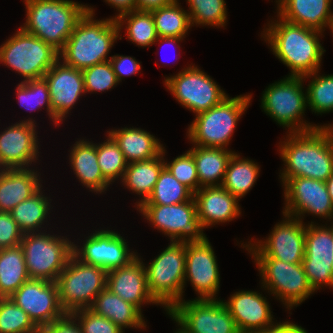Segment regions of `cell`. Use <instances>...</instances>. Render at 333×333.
<instances>
[{
  "mask_svg": "<svg viewBox=\"0 0 333 333\" xmlns=\"http://www.w3.org/2000/svg\"><path fill=\"white\" fill-rule=\"evenodd\" d=\"M303 77L287 76L270 84L262 93L261 108L271 119L289 133L308 132L319 127H333V124L313 125L303 115L307 109V92L303 90Z\"/></svg>",
  "mask_w": 333,
  "mask_h": 333,
  "instance_id": "obj_6",
  "label": "cell"
},
{
  "mask_svg": "<svg viewBox=\"0 0 333 333\" xmlns=\"http://www.w3.org/2000/svg\"><path fill=\"white\" fill-rule=\"evenodd\" d=\"M9 298L29 315L39 329L67 314L60 305L56 282L30 278Z\"/></svg>",
  "mask_w": 333,
  "mask_h": 333,
  "instance_id": "obj_19",
  "label": "cell"
},
{
  "mask_svg": "<svg viewBox=\"0 0 333 333\" xmlns=\"http://www.w3.org/2000/svg\"><path fill=\"white\" fill-rule=\"evenodd\" d=\"M251 98V94L226 97L209 110L197 114L187 129L188 140L196 146L227 149Z\"/></svg>",
  "mask_w": 333,
  "mask_h": 333,
  "instance_id": "obj_5",
  "label": "cell"
},
{
  "mask_svg": "<svg viewBox=\"0 0 333 333\" xmlns=\"http://www.w3.org/2000/svg\"><path fill=\"white\" fill-rule=\"evenodd\" d=\"M60 61L59 59L43 76L49 88L54 126L63 123L78 99L86 94L82 70Z\"/></svg>",
  "mask_w": 333,
  "mask_h": 333,
  "instance_id": "obj_23",
  "label": "cell"
},
{
  "mask_svg": "<svg viewBox=\"0 0 333 333\" xmlns=\"http://www.w3.org/2000/svg\"><path fill=\"white\" fill-rule=\"evenodd\" d=\"M72 146L69 163L78 181L92 193H105L110 183L104 178L98 165L97 143L80 139Z\"/></svg>",
  "mask_w": 333,
  "mask_h": 333,
  "instance_id": "obj_28",
  "label": "cell"
},
{
  "mask_svg": "<svg viewBox=\"0 0 333 333\" xmlns=\"http://www.w3.org/2000/svg\"><path fill=\"white\" fill-rule=\"evenodd\" d=\"M128 163L148 160L159 156L163 151V144L154 135L141 128L125 127L107 131Z\"/></svg>",
  "mask_w": 333,
  "mask_h": 333,
  "instance_id": "obj_29",
  "label": "cell"
},
{
  "mask_svg": "<svg viewBox=\"0 0 333 333\" xmlns=\"http://www.w3.org/2000/svg\"><path fill=\"white\" fill-rule=\"evenodd\" d=\"M196 163L199 189L221 186L228 162L235 151L194 145L188 150Z\"/></svg>",
  "mask_w": 333,
  "mask_h": 333,
  "instance_id": "obj_32",
  "label": "cell"
},
{
  "mask_svg": "<svg viewBox=\"0 0 333 333\" xmlns=\"http://www.w3.org/2000/svg\"><path fill=\"white\" fill-rule=\"evenodd\" d=\"M315 224H306L302 265L310 286L317 292L323 285L333 289V224Z\"/></svg>",
  "mask_w": 333,
  "mask_h": 333,
  "instance_id": "obj_17",
  "label": "cell"
},
{
  "mask_svg": "<svg viewBox=\"0 0 333 333\" xmlns=\"http://www.w3.org/2000/svg\"><path fill=\"white\" fill-rule=\"evenodd\" d=\"M284 218L274 225L266 239L242 244L253 259H277L283 262L302 263L305 256L306 224L300 219L282 213ZM304 223V224H303Z\"/></svg>",
  "mask_w": 333,
  "mask_h": 333,
  "instance_id": "obj_14",
  "label": "cell"
},
{
  "mask_svg": "<svg viewBox=\"0 0 333 333\" xmlns=\"http://www.w3.org/2000/svg\"><path fill=\"white\" fill-rule=\"evenodd\" d=\"M20 246L30 278L56 282L72 255L73 242L42 231L23 234Z\"/></svg>",
  "mask_w": 333,
  "mask_h": 333,
  "instance_id": "obj_10",
  "label": "cell"
},
{
  "mask_svg": "<svg viewBox=\"0 0 333 333\" xmlns=\"http://www.w3.org/2000/svg\"><path fill=\"white\" fill-rule=\"evenodd\" d=\"M268 333H308L304 328L298 324L290 321H285L278 329Z\"/></svg>",
  "mask_w": 333,
  "mask_h": 333,
  "instance_id": "obj_52",
  "label": "cell"
},
{
  "mask_svg": "<svg viewBox=\"0 0 333 333\" xmlns=\"http://www.w3.org/2000/svg\"><path fill=\"white\" fill-rule=\"evenodd\" d=\"M144 265L150 294L168 312L184 299L186 243L170 241L148 266Z\"/></svg>",
  "mask_w": 333,
  "mask_h": 333,
  "instance_id": "obj_7",
  "label": "cell"
},
{
  "mask_svg": "<svg viewBox=\"0 0 333 333\" xmlns=\"http://www.w3.org/2000/svg\"><path fill=\"white\" fill-rule=\"evenodd\" d=\"M287 133L279 143L284 162L280 178L304 177L325 182L333 173V127Z\"/></svg>",
  "mask_w": 333,
  "mask_h": 333,
  "instance_id": "obj_1",
  "label": "cell"
},
{
  "mask_svg": "<svg viewBox=\"0 0 333 333\" xmlns=\"http://www.w3.org/2000/svg\"><path fill=\"white\" fill-rule=\"evenodd\" d=\"M59 60V52L21 27L0 46V64L16 71L23 81L43 78Z\"/></svg>",
  "mask_w": 333,
  "mask_h": 333,
  "instance_id": "obj_8",
  "label": "cell"
},
{
  "mask_svg": "<svg viewBox=\"0 0 333 333\" xmlns=\"http://www.w3.org/2000/svg\"><path fill=\"white\" fill-rule=\"evenodd\" d=\"M107 2L108 5L111 7L113 6L115 9H117V12L119 11V14L117 13L115 16H113V19H116L118 16L132 12L136 10V0H104Z\"/></svg>",
  "mask_w": 333,
  "mask_h": 333,
  "instance_id": "obj_50",
  "label": "cell"
},
{
  "mask_svg": "<svg viewBox=\"0 0 333 333\" xmlns=\"http://www.w3.org/2000/svg\"><path fill=\"white\" fill-rule=\"evenodd\" d=\"M56 283L60 305L70 314L93 305L96 296L106 288L107 271L83 263L72 254Z\"/></svg>",
  "mask_w": 333,
  "mask_h": 333,
  "instance_id": "obj_9",
  "label": "cell"
},
{
  "mask_svg": "<svg viewBox=\"0 0 333 333\" xmlns=\"http://www.w3.org/2000/svg\"><path fill=\"white\" fill-rule=\"evenodd\" d=\"M194 199L203 228L230 222L241 215L239 199L222 186L202 187L194 193Z\"/></svg>",
  "mask_w": 333,
  "mask_h": 333,
  "instance_id": "obj_25",
  "label": "cell"
},
{
  "mask_svg": "<svg viewBox=\"0 0 333 333\" xmlns=\"http://www.w3.org/2000/svg\"><path fill=\"white\" fill-rule=\"evenodd\" d=\"M240 333H266L278 329L284 321L274 322L267 298L257 291H236L222 300Z\"/></svg>",
  "mask_w": 333,
  "mask_h": 333,
  "instance_id": "obj_20",
  "label": "cell"
},
{
  "mask_svg": "<svg viewBox=\"0 0 333 333\" xmlns=\"http://www.w3.org/2000/svg\"><path fill=\"white\" fill-rule=\"evenodd\" d=\"M194 193L164 167L148 199L142 204L173 205L190 201Z\"/></svg>",
  "mask_w": 333,
  "mask_h": 333,
  "instance_id": "obj_38",
  "label": "cell"
},
{
  "mask_svg": "<svg viewBox=\"0 0 333 333\" xmlns=\"http://www.w3.org/2000/svg\"><path fill=\"white\" fill-rule=\"evenodd\" d=\"M42 187L30 198L19 203L10 212L23 234L41 232L50 213L51 199L45 196ZM43 194V195H42ZM42 227V228H41ZM41 228V229H40Z\"/></svg>",
  "mask_w": 333,
  "mask_h": 333,
  "instance_id": "obj_34",
  "label": "cell"
},
{
  "mask_svg": "<svg viewBox=\"0 0 333 333\" xmlns=\"http://www.w3.org/2000/svg\"><path fill=\"white\" fill-rule=\"evenodd\" d=\"M183 38H173V37H158L157 41L155 43H162V44H168V45H174V46H178L180 47V45L178 44L180 41H182Z\"/></svg>",
  "mask_w": 333,
  "mask_h": 333,
  "instance_id": "obj_53",
  "label": "cell"
},
{
  "mask_svg": "<svg viewBox=\"0 0 333 333\" xmlns=\"http://www.w3.org/2000/svg\"><path fill=\"white\" fill-rule=\"evenodd\" d=\"M90 309L98 315L108 318L122 330L125 328H143V330L145 328L146 330L147 325L142 312L107 288L96 296Z\"/></svg>",
  "mask_w": 333,
  "mask_h": 333,
  "instance_id": "obj_30",
  "label": "cell"
},
{
  "mask_svg": "<svg viewBox=\"0 0 333 333\" xmlns=\"http://www.w3.org/2000/svg\"><path fill=\"white\" fill-rule=\"evenodd\" d=\"M119 31L125 25L126 37L136 46L150 47L158 39L153 15L151 12L134 10L118 16L116 19Z\"/></svg>",
  "mask_w": 333,
  "mask_h": 333,
  "instance_id": "obj_36",
  "label": "cell"
},
{
  "mask_svg": "<svg viewBox=\"0 0 333 333\" xmlns=\"http://www.w3.org/2000/svg\"><path fill=\"white\" fill-rule=\"evenodd\" d=\"M17 100L27 111L39 110L46 106V112L54 122L48 84L44 78L21 81L16 87Z\"/></svg>",
  "mask_w": 333,
  "mask_h": 333,
  "instance_id": "obj_41",
  "label": "cell"
},
{
  "mask_svg": "<svg viewBox=\"0 0 333 333\" xmlns=\"http://www.w3.org/2000/svg\"><path fill=\"white\" fill-rule=\"evenodd\" d=\"M276 16L277 20L267 23L261 37L273 54L291 70L289 76L303 77L321 70L326 51L319 41L322 32L286 21L278 14Z\"/></svg>",
  "mask_w": 333,
  "mask_h": 333,
  "instance_id": "obj_2",
  "label": "cell"
},
{
  "mask_svg": "<svg viewBox=\"0 0 333 333\" xmlns=\"http://www.w3.org/2000/svg\"><path fill=\"white\" fill-rule=\"evenodd\" d=\"M70 315L75 319L82 333H124L125 331L90 308L76 310Z\"/></svg>",
  "mask_w": 333,
  "mask_h": 333,
  "instance_id": "obj_45",
  "label": "cell"
},
{
  "mask_svg": "<svg viewBox=\"0 0 333 333\" xmlns=\"http://www.w3.org/2000/svg\"><path fill=\"white\" fill-rule=\"evenodd\" d=\"M164 84L172 96L195 116L222 102L228 94L207 73L194 64L165 77Z\"/></svg>",
  "mask_w": 333,
  "mask_h": 333,
  "instance_id": "obj_15",
  "label": "cell"
},
{
  "mask_svg": "<svg viewBox=\"0 0 333 333\" xmlns=\"http://www.w3.org/2000/svg\"><path fill=\"white\" fill-rule=\"evenodd\" d=\"M190 281L199 295L196 299H216L220 288L219 267L208 238L201 242L186 243L184 288Z\"/></svg>",
  "mask_w": 333,
  "mask_h": 333,
  "instance_id": "obj_21",
  "label": "cell"
},
{
  "mask_svg": "<svg viewBox=\"0 0 333 333\" xmlns=\"http://www.w3.org/2000/svg\"><path fill=\"white\" fill-rule=\"evenodd\" d=\"M281 182L286 202L282 213L301 221L305 214L333 220V202L326 182L304 177L281 179Z\"/></svg>",
  "mask_w": 333,
  "mask_h": 333,
  "instance_id": "obj_16",
  "label": "cell"
},
{
  "mask_svg": "<svg viewBox=\"0 0 333 333\" xmlns=\"http://www.w3.org/2000/svg\"><path fill=\"white\" fill-rule=\"evenodd\" d=\"M328 28L331 30V32H332L331 34H333V16L329 22Z\"/></svg>",
  "mask_w": 333,
  "mask_h": 333,
  "instance_id": "obj_55",
  "label": "cell"
},
{
  "mask_svg": "<svg viewBox=\"0 0 333 333\" xmlns=\"http://www.w3.org/2000/svg\"><path fill=\"white\" fill-rule=\"evenodd\" d=\"M109 61L118 82L122 81L124 76L136 75L141 70L140 62L131 56L116 54L111 56Z\"/></svg>",
  "mask_w": 333,
  "mask_h": 333,
  "instance_id": "obj_48",
  "label": "cell"
},
{
  "mask_svg": "<svg viewBox=\"0 0 333 333\" xmlns=\"http://www.w3.org/2000/svg\"><path fill=\"white\" fill-rule=\"evenodd\" d=\"M124 238L113 230H95L86 236L81 247L73 242L72 254L81 262L102 267L105 271L120 268L138 256L137 252H130Z\"/></svg>",
  "mask_w": 333,
  "mask_h": 333,
  "instance_id": "obj_18",
  "label": "cell"
},
{
  "mask_svg": "<svg viewBox=\"0 0 333 333\" xmlns=\"http://www.w3.org/2000/svg\"><path fill=\"white\" fill-rule=\"evenodd\" d=\"M139 257L128 265L107 271L106 288L142 312L144 304H160L148 290L145 265Z\"/></svg>",
  "mask_w": 333,
  "mask_h": 333,
  "instance_id": "obj_24",
  "label": "cell"
},
{
  "mask_svg": "<svg viewBox=\"0 0 333 333\" xmlns=\"http://www.w3.org/2000/svg\"><path fill=\"white\" fill-rule=\"evenodd\" d=\"M28 279L22 247L0 249V298L10 297Z\"/></svg>",
  "mask_w": 333,
  "mask_h": 333,
  "instance_id": "obj_33",
  "label": "cell"
},
{
  "mask_svg": "<svg viewBox=\"0 0 333 333\" xmlns=\"http://www.w3.org/2000/svg\"><path fill=\"white\" fill-rule=\"evenodd\" d=\"M192 26L224 27L227 23V9L224 0H186Z\"/></svg>",
  "mask_w": 333,
  "mask_h": 333,
  "instance_id": "obj_40",
  "label": "cell"
},
{
  "mask_svg": "<svg viewBox=\"0 0 333 333\" xmlns=\"http://www.w3.org/2000/svg\"><path fill=\"white\" fill-rule=\"evenodd\" d=\"M137 210L170 241L201 242L207 238L197 217L194 197L190 201L173 205L140 204Z\"/></svg>",
  "mask_w": 333,
  "mask_h": 333,
  "instance_id": "obj_12",
  "label": "cell"
},
{
  "mask_svg": "<svg viewBox=\"0 0 333 333\" xmlns=\"http://www.w3.org/2000/svg\"><path fill=\"white\" fill-rule=\"evenodd\" d=\"M234 153L230 158L221 186L239 200L254 186L260 167L252 159L240 158Z\"/></svg>",
  "mask_w": 333,
  "mask_h": 333,
  "instance_id": "obj_35",
  "label": "cell"
},
{
  "mask_svg": "<svg viewBox=\"0 0 333 333\" xmlns=\"http://www.w3.org/2000/svg\"><path fill=\"white\" fill-rule=\"evenodd\" d=\"M328 189L329 196L333 202V173L331 176L325 181Z\"/></svg>",
  "mask_w": 333,
  "mask_h": 333,
  "instance_id": "obj_54",
  "label": "cell"
},
{
  "mask_svg": "<svg viewBox=\"0 0 333 333\" xmlns=\"http://www.w3.org/2000/svg\"><path fill=\"white\" fill-rule=\"evenodd\" d=\"M165 153L166 150L163 148L162 153L155 158L128 163L121 183L129 191L140 196L141 200L136 202V207L151 195L159 174L165 167Z\"/></svg>",
  "mask_w": 333,
  "mask_h": 333,
  "instance_id": "obj_31",
  "label": "cell"
},
{
  "mask_svg": "<svg viewBox=\"0 0 333 333\" xmlns=\"http://www.w3.org/2000/svg\"><path fill=\"white\" fill-rule=\"evenodd\" d=\"M39 173L32 168L3 169L0 173V212H11L43 187Z\"/></svg>",
  "mask_w": 333,
  "mask_h": 333,
  "instance_id": "obj_26",
  "label": "cell"
},
{
  "mask_svg": "<svg viewBox=\"0 0 333 333\" xmlns=\"http://www.w3.org/2000/svg\"><path fill=\"white\" fill-rule=\"evenodd\" d=\"M26 22L21 28L60 52L78 20L86 13L87 4L72 0H24Z\"/></svg>",
  "mask_w": 333,
  "mask_h": 333,
  "instance_id": "obj_4",
  "label": "cell"
},
{
  "mask_svg": "<svg viewBox=\"0 0 333 333\" xmlns=\"http://www.w3.org/2000/svg\"><path fill=\"white\" fill-rule=\"evenodd\" d=\"M36 121L28 118L6 127L0 133V167L28 168L39 160Z\"/></svg>",
  "mask_w": 333,
  "mask_h": 333,
  "instance_id": "obj_22",
  "label": "cell"
},
{
  "mask_svg": "<svg viewBox=\"0 0 333 333\" xmlns=\"http://www.w3.org/2000/svg\"><path fill=\"white\" fill-rule=\"evenodd\" d=\"M319 72L303 76L305 81L312 78L306 89L308 109L315 114L333 112V74L321 76Z\"/></svg>",
  "mask_w": 333,
  "mask_h": 333,
  "instance_id": "obj_39",
  "label": "cell"
},
{
  "mask_svg": "<svg viewBox=\"0 0 333 333\" xmlns=\"http://www.w3.org/2000/svg\"><path fill=\"white\" fill-rule=\"evenodd\" d=\"M107 136L104 142L97 144V158L104 178L112 184L118 178L122 180L128 162L113 138Z\"/></svg>",
  "mask_w": 333,
  "mask_h": 333,
  "instance_id": "obj_42",
  "label": "cell"
},
{
  "mask_svg": "<svg viewBox=\"0 0 333 333\" xmlns=\"http://www.w3.org/2000/svg\"><path fill=\"white\" fill-rule=\"evenodd\" d=\"M82 74L86 94L102 93L119 84L109 60L83 69Z\"/></svg>",
  "mask_w": 333,
  "mask_h": 333,
  "instance_id": "obj_44",
  "label": "cell"
},
{
  "mask_svg": "<svg viewBox=\"0 0 333 333\" xmlns=\"http://www.w3.org/2000/svg\"><path fill=\"white\" fill-rule=\"evenodd\" d=\"M40 333H82L75 319L66 314L63 318L44 326Z\"/></svg>",
  "mask_w": 333,
  "mask_h": 333,
  "instance_id": "obj_49",
  "label": "cell"
},
{
  "mask_svg": "<svg viewBox=\"0 0 333 333\" xmlns=\"http://www.w3.org/2000/svg\"><path fill=\"white\" fill-rule=\"evenodd\" d=\"M331 3L332 0H280L277 14L286 21L323 33L333 16Z\"/></svg>",
  "mask_w": 333,
  "mask_h": 333,
  "instance_id": "obj_27",
  "label": "cell"
},
{
  "mask_svg": "<svg viewBox=\"0 0 333 333\" xmlns=\"http://www.w3.org/2000/svg\"><path fill=\"white\" fill-rule=\"evenodd\" d=\"M23 233L10 212H0V249L20 245Z\"/></svg>",
  "mask_w": 333,
  "mask_h": 333,
  "instance_id": "obj_47",
  "label": "cell"
},
{
  "mask_svg": "<svg viewBox=\"0 0 333 333\" xmlns=\"http://www.w3.org/2000/svg\"><path fill=\"white\" fill-rule=\"evenodd\" d=\"M95 10L87 5L86 13L78 20L72 34L59 52L67 66L83 70L105 61L119 35L118 24L112 17L95 20Z\"/></svg>",
  "mask_w": 333,
  "mask_h": 333,
  "instance_id": "obj_3",
  "label": "cell"
},
{
  "mask_svg": "<svg viewBox=\"0 0 333 333\" xmlns=\"http://www.w3.org/2000/svg\"><path fill=\"white\" fill-rule=\"evenodd\" d=\"M0 333H40L29 315L9 297L0 298Z\"/></svg>",
  "mask_w": 333,
  "mask_h": 333,
  "instance_id": "obj_43",
  "label": "cell"
},
{
  "mask_svg": "<svg viewBox=\"0 0 333 333\" xmlns=\"http://www.w3.org/2000/svg\"><path fill=\"white\" fill-rule=\"evenodd\" d=\"M175 0H136V10L151 12L168 6Z\"/></svg>",
  "mask_w": 333,
  "mask_h": 333,
  "instance_id": "obj_51",
  "label": "cell"
},
{
  "mask_svg": "<svg viewBox=\"0 0 333 333\" xmlns=\"http://www.w3.org/2000/svg\"><path fill=\"white\" fill-rule=\"evenodd\" d=\"M164 163L165 167L171 172V174L193 193L199 189L196 163L193 155L189 151L177 156L169 163L167 160L164 161Z\"/></svg>",
  "mask_w": 333,
  "mask_h": 333,
  "instance_id": "obj_46",
  "label": "cell"
},
{
  "mask_svg": "<svg viewBox=\"0 0 333 333\" xmlns=\"http://www.w3.org/2000/svg\"><path fill=\"white\" fill-rule=\"evenodd\" d=\"M166 313L179 327L175 333H240L221 299H184Z\"/></svg>",
  "mask_w": 333,
  "mask_h": 333,
  "instance_id": "obj_11",
  "label": "cell"
},
{
  "mask_svg": "<svg viewBox=\"0 0 333 333\" xmlns=\"http://www.w3.org/2000/svg\"><path fill=\"white\" fill-rule=\"evenodd\" d=\"M178 0L168 6L151 11L158 37L185 38L191 29L188 10L181 8Z\"/></svg>",
  "mask_w": 333,
  "mask_h": 333,
  "instance_id": "obj_37",
  "label": "cell"
},
{
  "mask_svg": "<svg viewBox=\"0 0 333 333\" xmlns=\"http://www.w3.org/2000/svg\"><path fill=\"white\" fill-rule=\"evenodd\" d=\"M264 290L279 299L288 310L297 307L315 293L302 263L292 264L277 259H254Z\"/></svg>",
  "mask_w": 333,
  "mask_h": 333,
  "instance_id": "obj_13",
  "label": "cell"
}]
</instances>
